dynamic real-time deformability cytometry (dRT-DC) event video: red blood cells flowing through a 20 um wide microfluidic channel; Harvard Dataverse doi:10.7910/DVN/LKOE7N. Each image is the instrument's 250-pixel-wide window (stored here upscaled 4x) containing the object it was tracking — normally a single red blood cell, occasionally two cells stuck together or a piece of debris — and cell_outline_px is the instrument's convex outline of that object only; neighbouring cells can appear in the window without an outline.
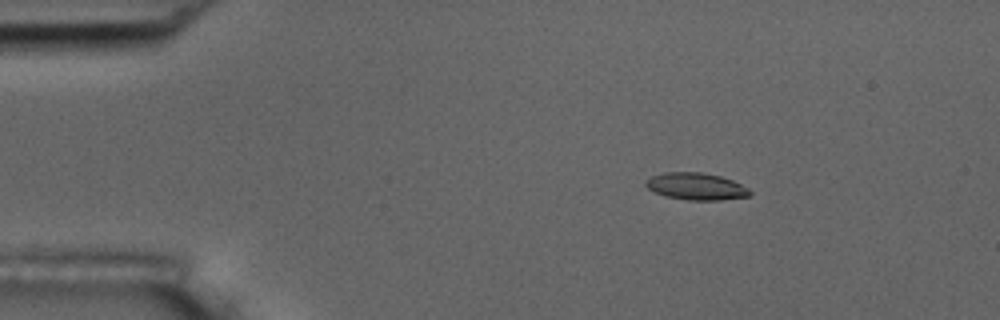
{"species": "common noctule bat (a hibernating species)", "species_latin": "Nyctalus noctula", "temperature_condition": "room temperature", "stored_images_in_passage": 3, "camera_frame_rate_fps": 3000, "um_per_image_px": 0.085, "animal": {"sex": "male", "body_mass_g": 17.5, "forearm_length_mm": 52.3}, "frame": {"image": 1, "passage_image": 1, "time_ms": 0.0, "image_size_px": [1000, 320], "cell_outline_px": [[752, 196], [720, 200], [688, 200], [664, 196], [648, 188], [644, 184], [644, 180], [652, 176], [664, 172], [700, 172], [720, 176], [732, 180], [748, 188], [752, 192]], "centroid_in_image_um": [59.17, 15.84], "position_along_channel_um": 25.8, "area_um2": 16.47}}